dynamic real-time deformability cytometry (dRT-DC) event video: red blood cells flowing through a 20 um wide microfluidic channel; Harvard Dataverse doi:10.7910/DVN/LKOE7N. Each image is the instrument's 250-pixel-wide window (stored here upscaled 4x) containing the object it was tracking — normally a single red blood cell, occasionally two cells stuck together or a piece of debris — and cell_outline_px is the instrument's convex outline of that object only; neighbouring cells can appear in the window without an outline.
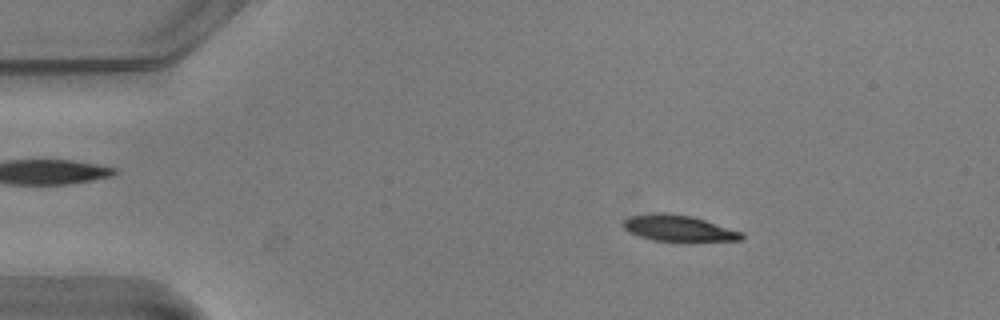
{"species": "common noctule bat (a hibernating species)", "species_latin": "Nyctalus noctula", "temperature_condition": "warm", "stored_images_in_passage": 54, "camera_frame_rate_fps": 3000, "um_per_image_px": 0.085, "animal": {"sex": "male", "body_mass_g": 20.5, "forearm_length_mm": 52.5}, "frame": {"image": 1, "passage_image": 9, "time_ms": 2.667, "image_size_px": [1000, 320], "cell_outline_px": [[744, 236], [740, 240], [652, 240], [628, 232], [624, 228], [624, 220], [632, 216], [652, 212], [668, 212], [692, 216], [740, 232]], "centroid_in_image_um": [57.59, 19.37], "position_along_channel_um": 27.4, "area_um2": 17.46}}
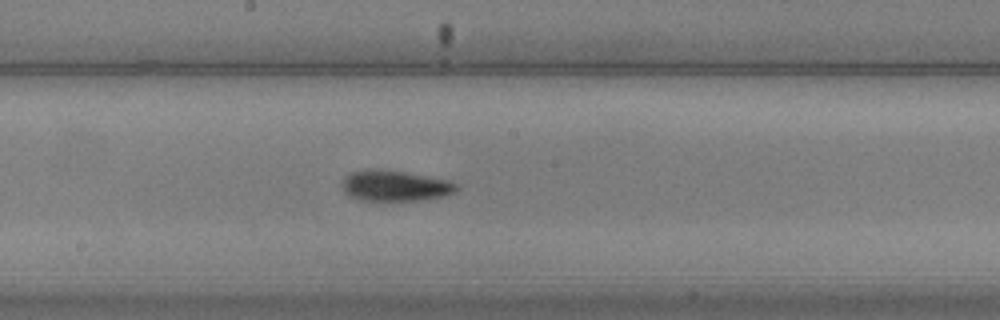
{"frame": {"image": 2, "passage_image": 29, "time_ms": 9.333, "image_size_px": [1000, 320], "cell_outline_px": [[460, 188], [456, 192], [444, 196], [424, 200], [364, 200], [348, 196], [344, 192], [344, 176], [348, 172], [368, 168], [372, 168], [404, 172], [428, 176], [448, 180], [460, 184]], "centroid_in_image_um": [33.61, 15.78], "position_along_channel_um": 214.6, "area_um2": 20.69}}
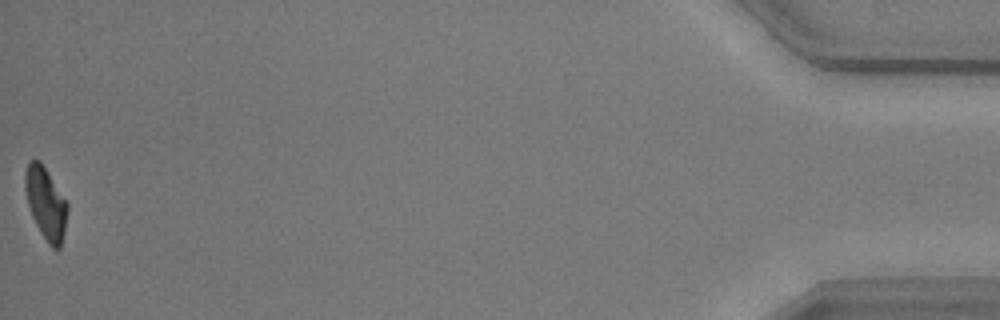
{"frame": {"image": 3, "passage_image": 54, "time_ms": 17.667, "image_size_px": [1000, 320], "cell_outline_px": [[68, 208], [64, 232], [60, 248], [52, 248], [48, 244], [36, 224], [32, 216], [28, 204], [24, 188], [24, 172], [28, 164], [32, 160], [40, 160], [68, 204]], "centroid_in_image_um": [3.88, 17.27], "position_along_channel_um": 431.3, "area_um2": 17.51}, "authors_computed_cell_mechanics": {"area_um2": 19.0451, "velocity_mm_per_s": 3.7641, "shape_relaxation_time_tau1_ms": 3.2834, "shape_relaxation_time_tau2_ms": 3.478, "deformation_change_tau1": 0.1639, "deformation_change_tau2": 0.105}}